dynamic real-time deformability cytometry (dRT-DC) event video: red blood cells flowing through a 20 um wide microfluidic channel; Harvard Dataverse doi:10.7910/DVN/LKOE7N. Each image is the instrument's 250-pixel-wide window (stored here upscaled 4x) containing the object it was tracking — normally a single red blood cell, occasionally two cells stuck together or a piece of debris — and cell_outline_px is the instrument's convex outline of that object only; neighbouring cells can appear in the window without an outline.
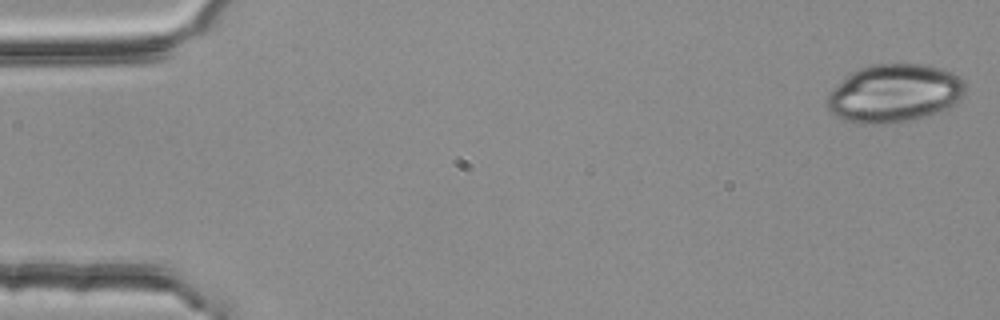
{"species": "common noctule bat (a hibernating species)", "species_latin": "Nyctalus noctula", "temperature_condition": "room temperature", "stored_images_in_passage": 4, "camera_frame_rate_fps": 3000, "um_per_image_px": 0.085, "animal": {"sex": "female", "body_mass_g": 25.1}, "frame": {"image": 1, "passage_image": 1, "time_ms": 0.0, "image_size_px": [1000, 320], "cell_outline_px": [[964, 92], [960, 100], [956, 104], [936, 112], [924, 116], [908, 120], [884, 124], [856, 124], [844, 120], [836, 116], [828, 108], [828, 92], [844, 76], [860, 68], [872, 64], [924, 64], [940, 68], [952, 72], [960, 76], [964, 80]], "centroid_in_image_um": [75.99, 7.92], "position_along_channel_um": 9.0, "area_um2": 46.93}}